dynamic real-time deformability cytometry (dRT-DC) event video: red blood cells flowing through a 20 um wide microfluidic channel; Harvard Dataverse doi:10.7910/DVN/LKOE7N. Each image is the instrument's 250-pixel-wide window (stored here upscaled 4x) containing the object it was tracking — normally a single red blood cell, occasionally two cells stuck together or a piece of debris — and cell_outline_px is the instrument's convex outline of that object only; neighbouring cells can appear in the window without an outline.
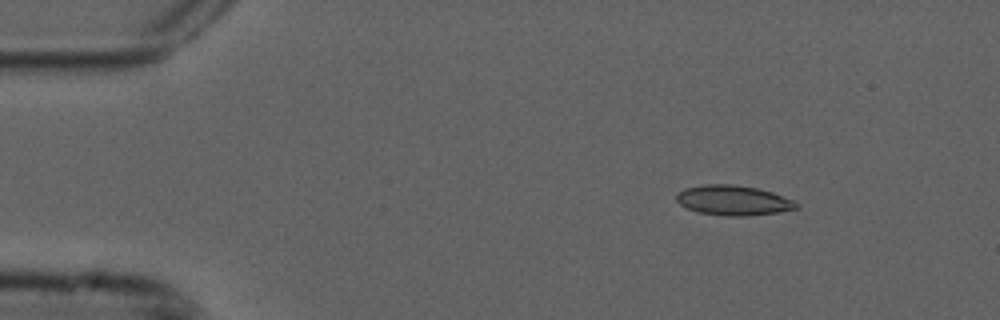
{"species": "common noctule bat (a hibernating species)", "species_latin": "Nyctalus noctula", "temperature_condition": "cold", "stored_images_in_passage": 5, "camera_frame_rate_fps": 3000, "um_per_image_px": 0.085, "animal": {"sex": "male", "forearm_length_mm": 52.5}, "frame": {"image": 1, "passage_image": 2, "time_ms": 0.333, "image_size_px": [1000, 320], "cell_outline_px": [[800, 208], [776, 212], [748, 216], [724, 216], [696, 212], [680, 204], [676, 200], [676, 192], [684, 188], [704, 184], [732, 184], [756, 188], [772, 192], [796, 200], [800, 204]], "centroid_in_image_um": [62.34, 17.03], "position_along_channel_um": 22.7, "area_um2": 21.21}}
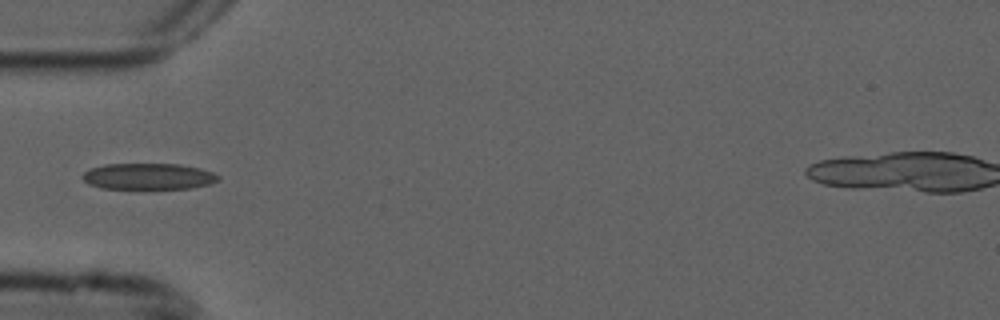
{"frame": {"image": 2, "passage_image": 5, "time_ms": 1.333, "image_size_px": [1000, 320], "cell_outline_px": [[220, 180], [212, 184], [192, 188], [100, 188], [88, 184], [80, 176], [84, 172], [92, 168], [104, 164], [180, 164], [200, 168], [212, 172], [220, 176]], "centroid_in_image_um": [12.64, 14.99], "position_along_channel_um": 72.4, "area_um2": 20.81}}